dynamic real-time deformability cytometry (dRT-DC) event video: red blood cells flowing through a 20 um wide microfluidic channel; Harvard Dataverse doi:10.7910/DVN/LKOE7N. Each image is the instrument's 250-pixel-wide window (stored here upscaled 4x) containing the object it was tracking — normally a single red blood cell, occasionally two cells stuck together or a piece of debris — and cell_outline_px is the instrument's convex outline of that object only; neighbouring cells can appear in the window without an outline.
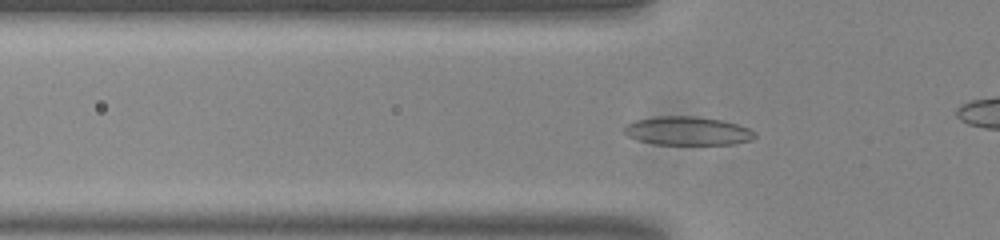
{"species": "common noctule bat (a hibernating species)", "species_latin": "Nyctalus noctula", "temperature_condition": "room temperature", "stored_images_in_passage": 46, "camera_frame_rate_fps": 3000, "um_per_image_px": 0.085, "animal": {"sex": "male", "body_mass_g": 20.0, "forearm_length_mm": 53.3}, "frame": {"image": 1, "passage_image": 9, "time_ms": 2.667, "image_size_px": [1000, 240], "cell_outline_px": [[756, 136], [752, 140], [732, 144], [656, 144], [636, 140], [628, 136], [624, 132], [624, 124], [636, 120], [656, 116], [696, 116], [724, 120], [748, 128], [756, 132]], "centroid_in_image_um": [58.43, 11.12], "position_along_channel_um": 67.4, "area_um2": 21.91}}
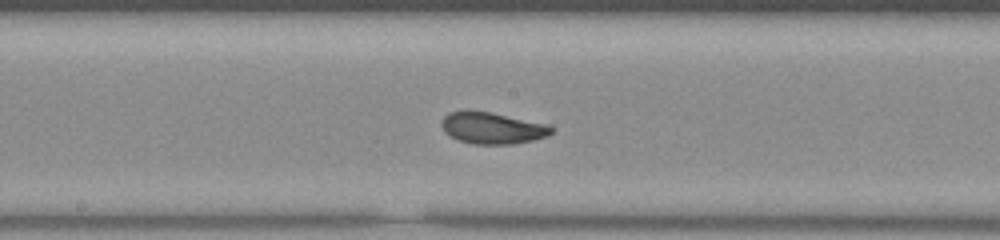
{"frame": {"image": 2, "passage_image": 20, "time_ms": 6.333, "image_size_px": [1000, 240], "cell_outline_px": [[552, 132], [548, 136], [532, 140], [512, 144], [476, 144], [460, 140], [444, 132], [440, 124], [444, 116], [448, 112], [492, 112], [548, 124], [552, 128]], "centroid_in_image_um": [41.87, 10.89], "position_along_channel_um": 206.3, "area_um2": 19.88}}
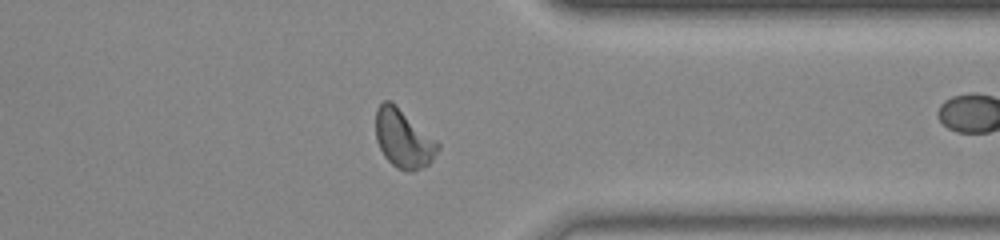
{"frame": {"image": 3, "passage_image": 34, "time_ms": 11.0, "image_size_px": [1000, 240], "cell_outline_px": [[440, 148], [432, 160], [424, 168], [408, 172], [396, 168], [384, 156], [376, 140], [376, 108], [384, 100], [392, 100], [436, 140], [440, 144]], "centroid_in_image_um": [34.29, 11.78], "position_along_channel_um": 377.1, "area_um2": 21.33}, "authors_computed_cell_mechanics": {"area_um2": 20.1722, "velocity_mm_per_s": 3.7876, "shape_relaxation_time_tau1_ms": 3.9286, "shape_relaxation_time_tau2_ms": 1.2875, "deformation_change_tau1": 0.1303, "deformation_change_tau2": 0.0627}}